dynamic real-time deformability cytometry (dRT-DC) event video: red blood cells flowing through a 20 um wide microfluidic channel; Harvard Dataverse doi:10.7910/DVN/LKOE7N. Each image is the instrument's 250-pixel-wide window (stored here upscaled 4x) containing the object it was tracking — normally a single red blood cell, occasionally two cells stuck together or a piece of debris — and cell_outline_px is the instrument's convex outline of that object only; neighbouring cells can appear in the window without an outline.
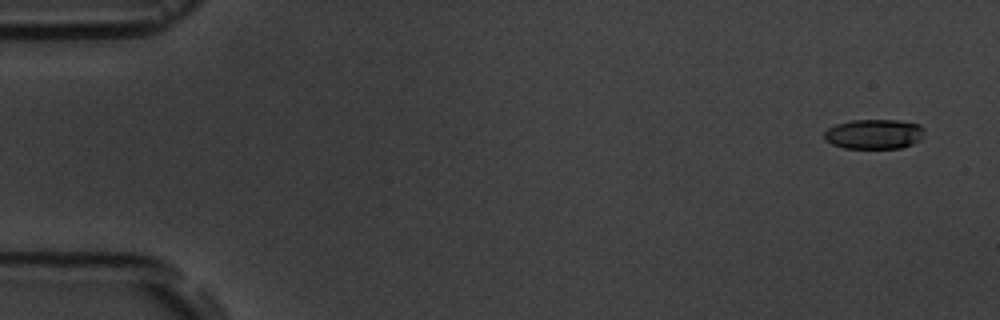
{"species": "common noctule bat (a hibernating species)", "species_latin": "Nyctalus noctula", "temperature_condition": "room temperature", "stored_images_in_passage": 6, "segment_of_instrument_passage": [1, 2], "camera_frame_rate_fps": 3000, "um_per_image_px": 0.085, "animal": {"sex": "male", "body_mass_g": 19.5, "forearm_length_mm": 54.6}, "frame": {"image": 1, "passage_image": 1, "time_ms": 0.0, "image_size_px": [1000, 320], "cell_outline_px": [[924, 128], [920, 140], [912, 144], [900, 148], [844, 148], [832, 144], [824, 140], [824, 132], [828, 128], [836, 124], [852, 120], [900, 120], [920, 124]], "centroid_in_image_um": [74.29, 11.39], "position_along_channel_um": 10.7, "area_um2": 17.46}}
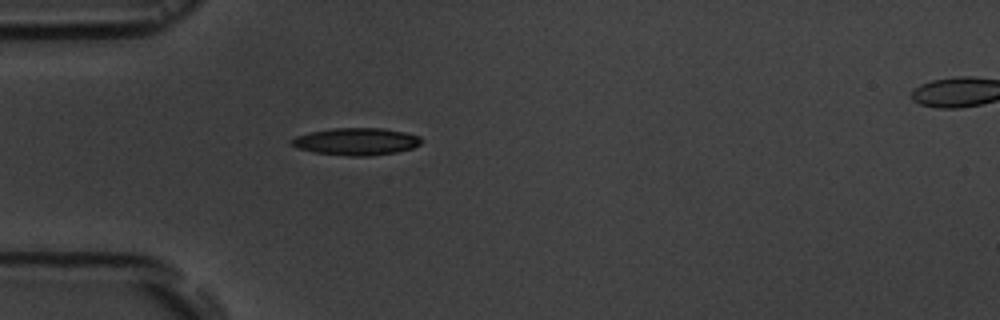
{"frame": {"image": 2, "passage_image": 5, "time_ms": 4.667, "image_size_px": [1000, 320], "cell_outline_px": [[424, 140], [420, 144], [412, 148], [396, 152], [368, 156], [348, 156], [316, 152], [296, 148], [288, 144], [288, 140], [296, 136], [308, 132], [332, 128], [384, 128], [404, 132], [420, 136]], "centroid_in_image_um": [30.24, 12.02], "position_along_channel_um": 54.8, "area_um2": 20.81}}